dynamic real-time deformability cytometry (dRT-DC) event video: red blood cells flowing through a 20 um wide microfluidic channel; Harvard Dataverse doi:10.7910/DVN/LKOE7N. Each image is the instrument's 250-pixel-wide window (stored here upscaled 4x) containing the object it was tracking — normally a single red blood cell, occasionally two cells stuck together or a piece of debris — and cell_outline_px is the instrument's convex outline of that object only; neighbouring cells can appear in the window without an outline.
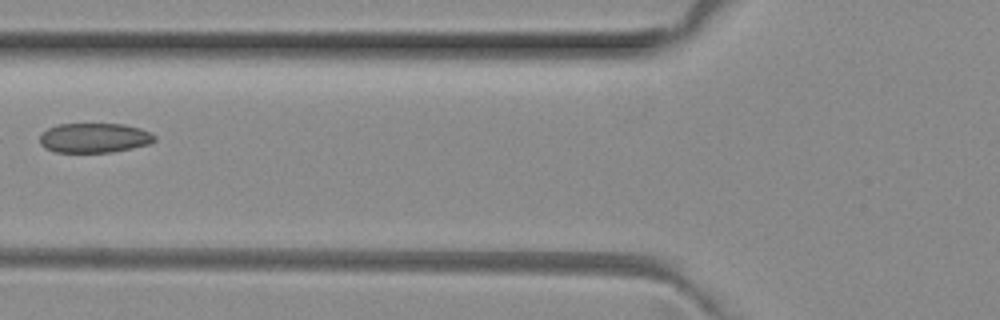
{"species": "common noctule bat (a hibernating species)", "species_latin": "Nyctalus noctula", "temperature_condition": "room temperature", "stored_images_in_passage": 5, "camera_frame_rate_fps": 3000, "um_per_image_px": 0.085, "animal": {"sex": "female", "body_mass_g": 29.2, "forearm_length_mm": 56.3}, "frame": {"image": 1, "passage_image": 4, "time_ms": 1.0, "image_size_px": [1000, 320], "cell_outline_px": [[156, 140], [148, 144], [132, 148], [112, 152], [56, 152], [44, 148], [40, 144], [40, 136], [48, 128], [56, 124], [124, 124], [140, 128], [156, 136]], "centroid_in_image_um": [8.01, 11.72], "position_along_channel_um": 117.8, "area_um2": 19.83}}
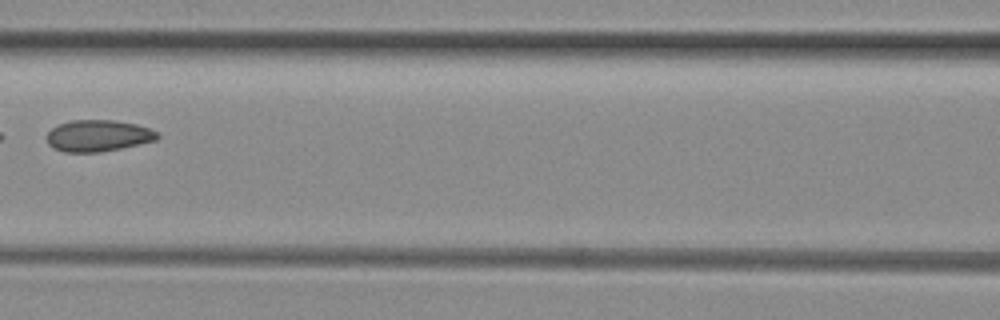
{"frame": {"image": 2, "passage_image": 5, "time_ms": 1.333, "image_size_px": [1000, 320], "cell_outline_px": [[160, 136], [156, 140], [140, 144], [100, 152], [64, 152], [52, 148], [48, 144], [48, 132], [52, 128], [60, 124], [72, 120], [116, 120], [136, 124], [160, 132]], "centroid_in_image_um": [8.37, 11.54], "position_along_channel_um": 158.2, "area_um2": 20.35}}